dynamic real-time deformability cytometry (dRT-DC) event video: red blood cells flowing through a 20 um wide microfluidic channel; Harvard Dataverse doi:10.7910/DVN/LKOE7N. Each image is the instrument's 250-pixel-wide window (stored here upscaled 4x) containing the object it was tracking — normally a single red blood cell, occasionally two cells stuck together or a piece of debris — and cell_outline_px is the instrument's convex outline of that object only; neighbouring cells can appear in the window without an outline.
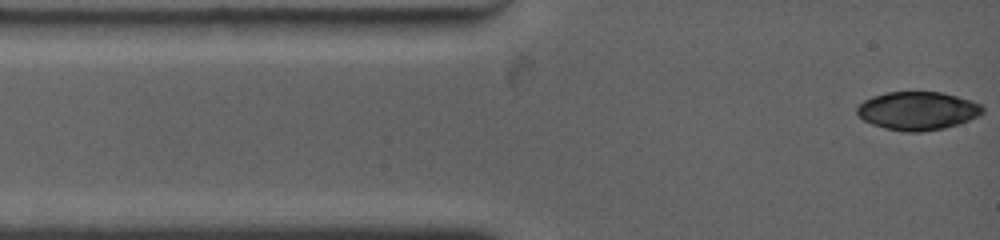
{"species": "common noctule bat (a hibernating species)", "species_latin": "Nyctalus noctula", "temperature_condition": "warm", "stored_images_in_passage": 9, "camera_frame_rate_fps": 4500, "um_per_image_px": 0.085, "animal": {"sex": "female", "body_mass_g": 19.0, "forearm_length_mm": 53.3}, "frame": {"image": 1, "passage_image": 1, "time_ms": 0.0, "image_size_px": [1000, 240], "cell_outline_px": [[984, 112], [960, 124], [944, 128], [924, 132], [904, 132], [884, 128], [872, 124], [864, 120], [856, 112], [856, 108], [864, 100], [872, 96], [888, 92], [940, 92], [972, 100], [980, 104], [984, 108]], "centroid_in_image_um": [78.0, 9.42], "position_along_channel_um": 7.0, "area_um2": 28.09}}
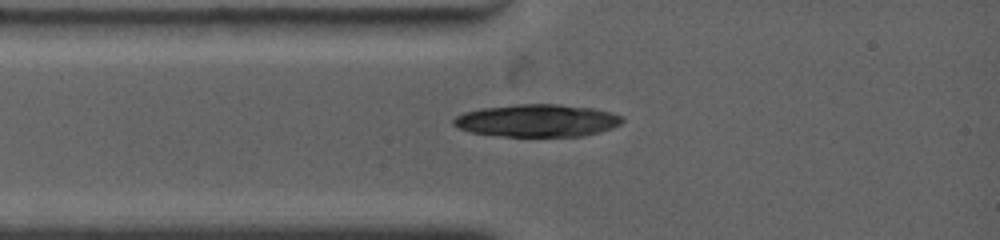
{"frame": {"image": 2, "passage_image": 9, "time_ms": 2.0, "image_size_px": [1000, 240], "cell_outline_px": [[624, 120], [620, 124], [612, 128], [600, 132], [584, 136], [500, 136], [472, 132], [460, 128], [452, 124], [452, 120], [456, 116], [464, 112], [480, 108], [516, 104], [556, 104], [592, 108], [612, 112], [624, 116]], "centroid_in_image_um": [45.68, 10.24], "position_along_channel_um": 39.3, "area_um2": 32.08}}